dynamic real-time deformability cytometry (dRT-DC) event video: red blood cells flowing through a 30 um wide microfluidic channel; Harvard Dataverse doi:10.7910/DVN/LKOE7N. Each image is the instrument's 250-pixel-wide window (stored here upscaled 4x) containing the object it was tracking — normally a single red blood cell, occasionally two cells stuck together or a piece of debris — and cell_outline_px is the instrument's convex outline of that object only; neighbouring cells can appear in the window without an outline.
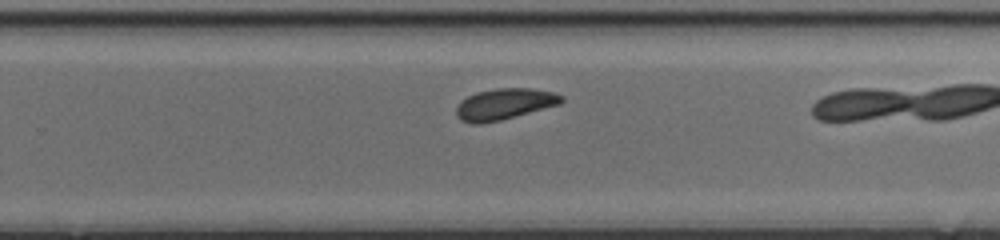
{"species": "common noctule bat (a hibernating species)", "species_latin": "Nyctalus noctula", "temperature_condition": "cold", "stored_images_in_passage": 26, "camera_frame_rate_fps": 3000, "um_per_image_px": 0.085, "animal": {"sex": "female", "body_mass_g": 17.0, "forearm_length_mm": 48.0}, "frame": {"image": 1, "passage_image": 19, "time_ms": 6.0, "image_size_px": [1000, 240], "cell_outline_px": [[564, 100], [560, 104], [500, 120], [480, 124], [472, 124], [460, 120], [456, 116], [456, 108], [460, 100], [476, 92], [496, 88], [532, 88], [552, 92], [564, 96]], "centroid_in_image_um": [42.85, 8.84], "position_along_channel_um": 287.0, "area_um2": 19.13}}
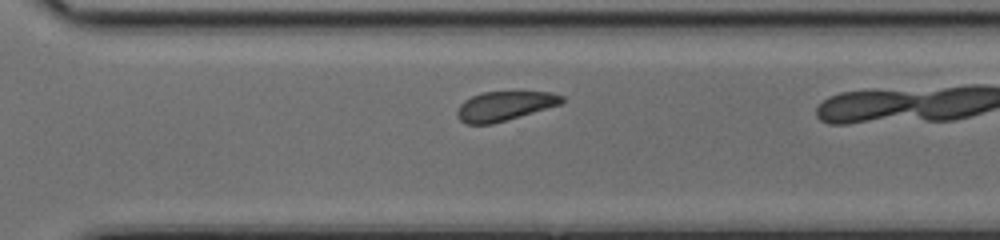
{"frame": {"image": 2, "passage_image": 22, "time_ms": 7.0, "image_size_px": [1000, 240], "cell_outline_px": [[564, 104], [492, 124], [468, 124], [460, 120], [456, 116], [456, 112], [460, 104], [464, 100], [472, 96], [484, 92], [552, 92], [564, 96]], "centroid_in_image_um": [42.92, 9.01], "position_along_channel_um": 327.7, "area_um2": 18.03}}